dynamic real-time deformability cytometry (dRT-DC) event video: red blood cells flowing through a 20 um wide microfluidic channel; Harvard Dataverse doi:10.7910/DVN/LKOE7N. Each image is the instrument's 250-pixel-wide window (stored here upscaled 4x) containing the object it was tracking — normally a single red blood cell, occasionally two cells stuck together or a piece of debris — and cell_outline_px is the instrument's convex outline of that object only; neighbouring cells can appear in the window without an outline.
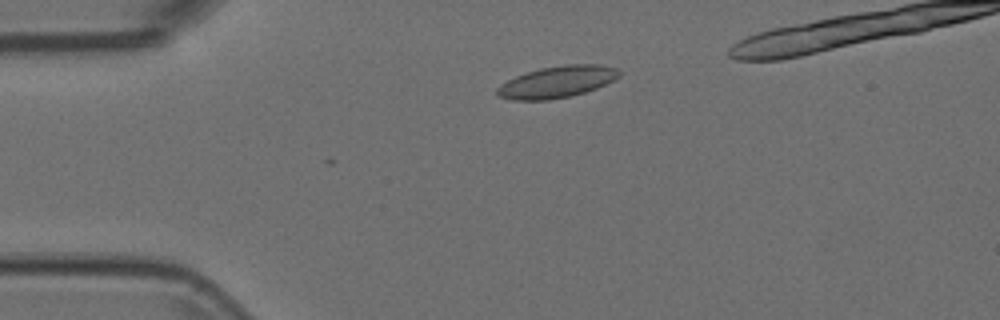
{"species": "Egyptian fruit bat (a non-hibernating species)", "species_latin": "Rousettus aegyptiacus", "temperature_condition": "room temperature", "stored_images_in_passage": 11, "camera_frame_rate_fps": 3000, "um_per_image_px": 0.085, "animal": {"sex": "female"}, "frame": {"image": 1, "passage_image": 10, "time_ms": 3.0, "image_size_px": [1000, 320], "cell_outline_px": [[620, 76], [596, 88], [572, 96], [548, 100], [512, 100], [496, 96], [496, 88], [500, 84], [516, 76], [540, 68], [564, 64], [600, 64], [616, 68], [620, 72]], "centroid_in_image_um": [47.31, 6.96], "position_along_channel_um": 37.7, "area_um2": 22.54}}